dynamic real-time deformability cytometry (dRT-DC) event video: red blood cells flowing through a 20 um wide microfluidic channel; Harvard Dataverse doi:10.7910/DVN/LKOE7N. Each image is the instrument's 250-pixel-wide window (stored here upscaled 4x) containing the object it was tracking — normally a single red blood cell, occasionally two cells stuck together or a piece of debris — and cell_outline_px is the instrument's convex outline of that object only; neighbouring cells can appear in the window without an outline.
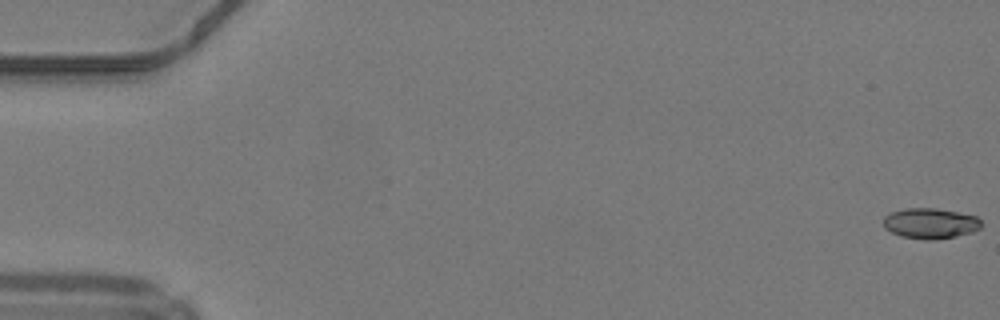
{"species": "common noctule bat (a hibernating species)", "species_latin": "Nyctalus noctula", "temperature_condition": "warm", "stored_images_in_passage": 50, "camera_frame_rate_fps": 3000, "um_per_image_px": 0.085, "animal": {"sex": "male", "body_mass_g": 19.2, "forearm_length_mm": 51.8}, "frame": {"image": 1, "passage_image": 1, "time_ms": 0.0, "image_size_px": [1000, 320], "cell_outline_px": [[984, 224], [980, 228], [972, 232], [956, 236], [936, 240], [924, 240], [900, 236], [884, 228], [884, 216], [892, 212], [904, 208], [936, 208], [976, 216]], "centroid_in_image_um": [79.08, 18.99], "position_along_channel_um": 5.9, "area_um2": 17.51}}
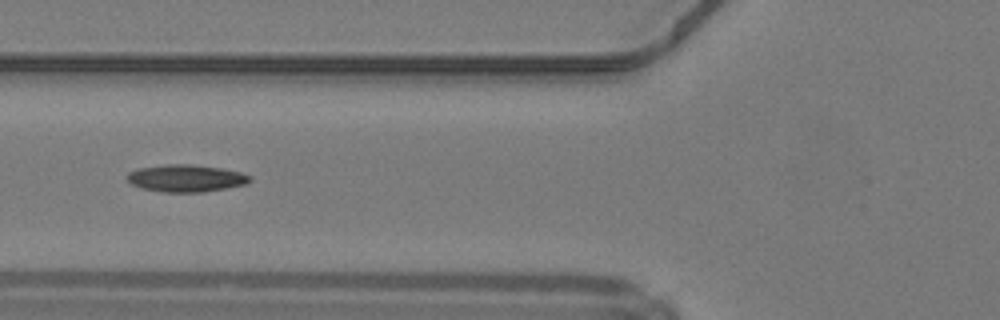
{"frame": {"image": 2, "passage_image": 20, "time_ms": 6.333, "image_size_px": [1000, 320], "cell_outline_px": [[252, 180], [244, 184], [224, 188], [200, 192], [160, 192], [144, 188], [132, 184], [128, 180], [128, 172], [136, 168], [168, 164], [188, 164], [220, 168], [240, 172], [252, 176]], "centroid_in_image_um": [15.79, 15.14], "position_along_channel_um": 110.0, "area_um2": 19.25}}
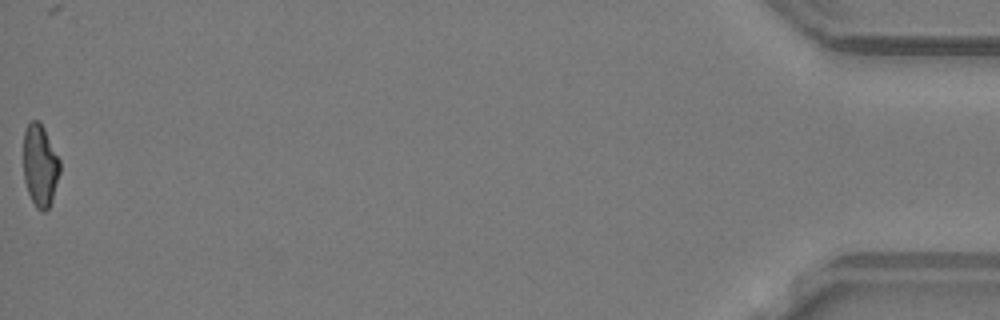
{"frame": {"image": 3, "passage_image": 50, "time_ms": 16.333, "image_size_px": [1000, 320], "cell_outline_px": [[60, 172], [52, 200], [48, 208], [44, 212], [36, 208], [28, 192], [24, 180], [24, 128], [32, 120], [40, 120], [60, 160]], "centroid_in_image_um": [3.41, 14.05], "position_along_channel_um": 431.8, "area_um2": 17.46}, "authors_computed_cell_mechanics": {"area_um2": 18.2648, "velocity_mm_per_s": 4.2418, "shape_relaxation_time_tau1_ms": 6.1869, "shape_relaxation_time_tau2_ms": null, "deformation_change_tau1": 0.1867, "deformation_change_tau2": null}}